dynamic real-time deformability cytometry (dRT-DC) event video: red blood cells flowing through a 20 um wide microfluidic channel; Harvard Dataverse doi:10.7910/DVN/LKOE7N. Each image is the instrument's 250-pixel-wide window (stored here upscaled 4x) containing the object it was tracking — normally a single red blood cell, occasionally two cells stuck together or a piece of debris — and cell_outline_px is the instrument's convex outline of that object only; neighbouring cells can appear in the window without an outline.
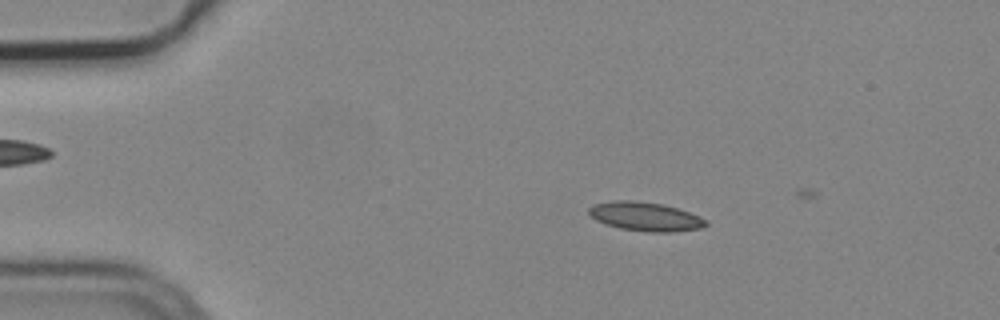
{"species": "common noctule bat (a hibernating species)", "species_latin": "Nyctalus noctula", "temperature_condition": "cold", "stored_images_in_passage": 4, "camera_frame_rate_fps": 3000, "um_per_image_px": 0.085, "animal": {"sex": "male", "body_mass_g": 19.2, "forearm_length_mm": 51.8}, "frame": {"image": 1, "passage_image": 2, "time_ms": 0.333, "image_size_px": [1000, 320], "cell_outline_px": [[708, 224], [700, 228], [672, 232], [648, 232], [620, 228], [596, 220], [588, 212], [588, 208], [592, 204], [612, 200], [632, 200], [664, 204], [700, 216], [708, 220]], "centroid_in_image_um": [54.85, 18.39], "position_along_channel_um": 30.1, "area_um2": 19.71}}